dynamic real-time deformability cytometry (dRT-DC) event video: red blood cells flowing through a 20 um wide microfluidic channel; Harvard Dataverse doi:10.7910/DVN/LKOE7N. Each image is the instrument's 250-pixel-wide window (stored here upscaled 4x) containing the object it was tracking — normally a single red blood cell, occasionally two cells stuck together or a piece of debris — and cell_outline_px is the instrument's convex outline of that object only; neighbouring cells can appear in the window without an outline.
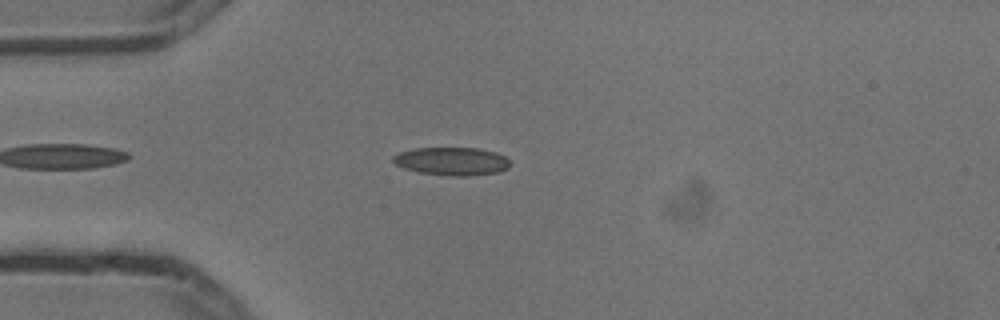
{"species": "common noctule bat (a hibernating species)", "species_latin": "Nyctalus noctula", "temperature_condition": "cold", "stored_images_in_passage": 5, "camera_frame_rate_fps": 3000, "um_per_image_px": 0.085, "animal": {"sex": "male", "body_mass_g": 13.3}, "frame": {"image": 1, "passage_image": 5, "time_ms": 1.333, "image_size_px": [1000, 320], "cell_outline_px": [[508, 168], [500, 172], [468, 176], [448, 176], [420, 172], [404, 168], [396, 164], [392, 160], [392, 156], [400, 152], [412, 148], [476, 148], [496, 152], [504, 156], [508, 160]], "centroid_in_image_um": [38.39, 13.71], "position_along_channel_um": 46.6, "area_um2": 19.13}}